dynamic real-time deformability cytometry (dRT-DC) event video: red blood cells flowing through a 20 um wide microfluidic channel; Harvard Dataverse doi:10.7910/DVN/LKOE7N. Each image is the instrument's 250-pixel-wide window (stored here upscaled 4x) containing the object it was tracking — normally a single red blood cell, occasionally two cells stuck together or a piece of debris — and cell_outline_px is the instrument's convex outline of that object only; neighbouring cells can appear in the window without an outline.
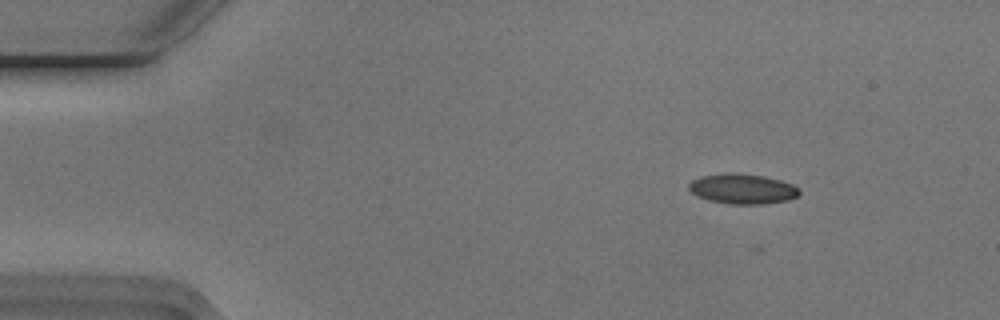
{"species": "Egyptian fruit bat (a non-hibernating species)", "species_latin": "Rousettus aegyptiacus", "temperature_condition": "cold", "stored_images_in_passage": 44, "camera_frame_rate_fps": 3000, "um_per_image_px": 0.085, "animal": {"sex": "male"}, "frame": {"image": 1, "passage_image": 8, "time_ms": 2.333, "image_size_px": [1000, 320], "cell_outline_px": [[800, 192], [796, 196], [788, 200], [760, 204], [732, 204], [708, 200], [692, 192], [688, 188], [688, 184], [692, 180], [700, 176], [728, 172], [764, 176], [780, 180], [792, 184], [800, 188]], "centroid_in_image_um": [63.11, 16.04], "position_along_channel_um": 21.9, "area_um2": 19.25}}
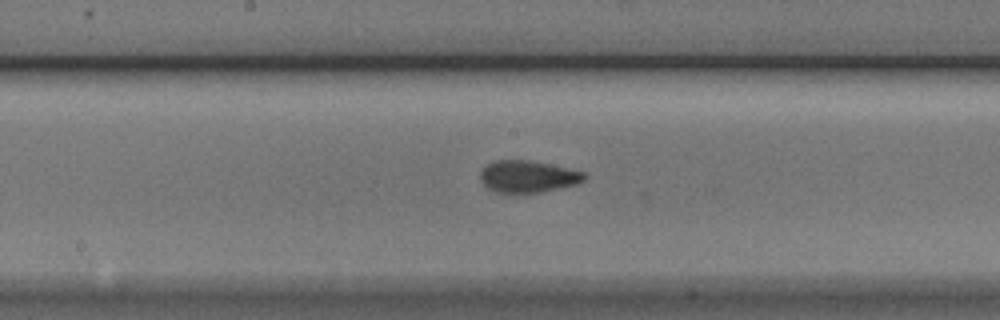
{"frame": {"image": 2, "passage_image": 29, "time_ms": 9.333, "image_size_px": [1000, 320], "cell_outline_px": [[588, 176], [584, 180], [576, 184], [536, 192], [496, 192], [488, 188], [480, 180], [480, 172], [492, 160], [532, 160], [584, 172]], "centroid_in_image_um": [44.85, 14.98], "position_along_channel_um": 203.4, "area_um2": 19.07}}
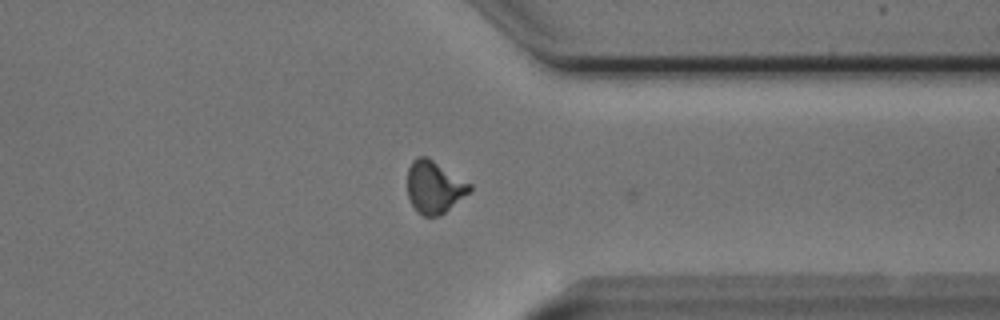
{"frame": {"image": 3, "passage_image": 43, "time_ms": 14.0, "image_size_px": [1000, 320], "cell_outline_px": [[472, 192], [440, 216], [424, 216], [412, 204], [408, 196], [408, 168], [412, 160], [416, 156], [428, 156], [472, 184]], "centroid_in_image_um": [36.95, 15.88], "position_along_channel_um": 374.4, "area_um2": 19.25}, "authors_computed_cell_mechanics": {"area_um2": 19.1318, "velocity_mm_per_s": 3.7442, "shape_relaxation_time_tau1_ms": 4.8042, "shape_relaxation_time_tau2_ms": 1.4073, "deformation_change_tau1": 0.1279, "deformation_change_tau2": 0.0581}}